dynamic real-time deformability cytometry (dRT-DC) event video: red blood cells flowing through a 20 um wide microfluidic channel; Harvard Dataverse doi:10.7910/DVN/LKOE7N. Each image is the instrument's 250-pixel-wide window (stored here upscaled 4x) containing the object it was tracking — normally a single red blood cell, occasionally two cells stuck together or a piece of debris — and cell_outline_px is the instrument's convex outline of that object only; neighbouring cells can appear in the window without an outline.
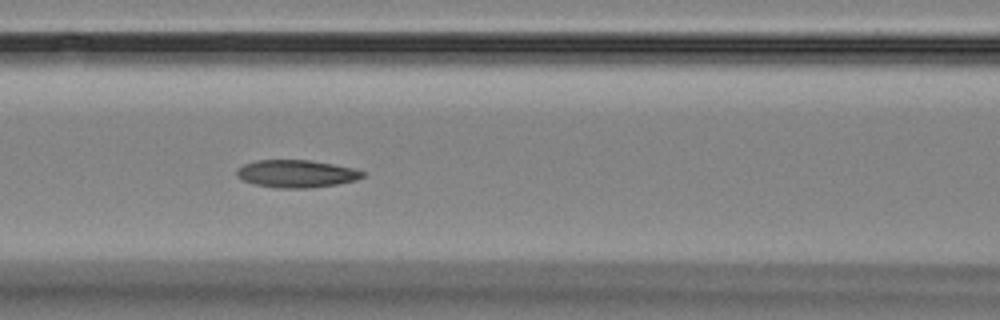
{"species": "Egyptian fruit bat (a non-hibernating species)", "species_latin": "Rousettus aegyptiacus", "temperature_condition": "room temperature", "stored_images_in_passage": 9, "camera_frame_rate_fps": 3000, "um_per_image_px": 0.085, "animal": {"sex": "female"}, "frame": {"image": 1, "passage_image": 6, "time_ms": 5.667, "image_size_px": [1000, 320], "cell_outline_px": [[364, 176], [356, 180], [336, 184], [312, 188], [276, 188], [252, 184], [236, 176], [236, 168], [244, 164], [256, 160], [312, 160], [352, 168], [364, 172]], "centroid_in_image_um": [25.15, 14.77], "position_along_channel_um": 141.5, "area_um2": 20.29}}
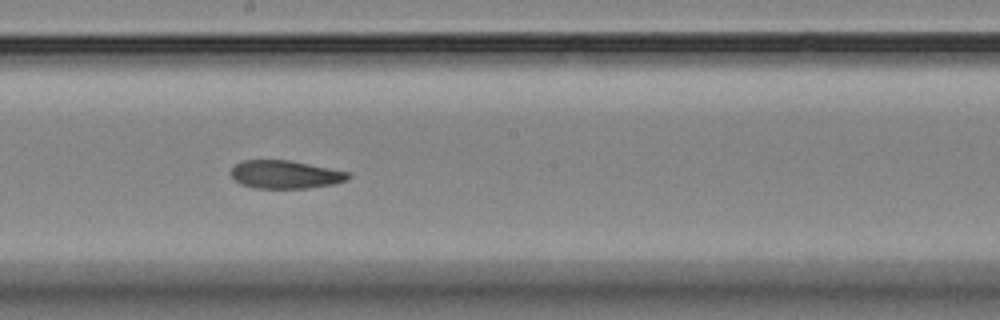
{"frame": {"image": 2, "passage_image": 8, "time_ms": 8.0, "image_size_px": [1000, 320], "cell_outline_px": [[352, 176], [348, 180], [332, 184], [308, 188], [252, 188], [240, 184], [232, 176], [232, 168], [236, 164], [244, 160], [288, 160], [348, 172]], "centroid_in_image_um": [24.25, 14.84], "position_along_channel_um": 224.0, "area_um2": 19.02}}
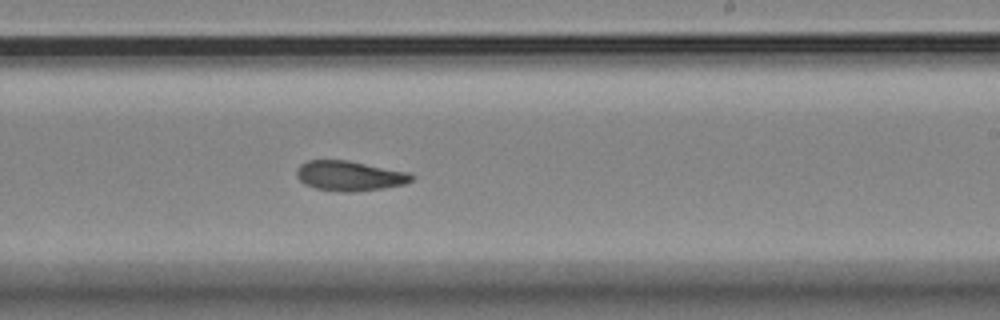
{"frame": {"image": 3, "passage_image": 9, "time_ms": 9.0, "image_size_px": [1000, 320], "cell_outline_px": [[416, 176], [412, 180], [404, 184], [384, 188], [356, 192], [340, 192], [316, 188], [304, 184], [296, 176], [296, 168], [300, 164], [308, 160], [348, 160], [408, 172]], "centroid_in_image_um": [29.7, 14.95], "position_along_channel_um": 259.3, "area_um2": 20.23}}